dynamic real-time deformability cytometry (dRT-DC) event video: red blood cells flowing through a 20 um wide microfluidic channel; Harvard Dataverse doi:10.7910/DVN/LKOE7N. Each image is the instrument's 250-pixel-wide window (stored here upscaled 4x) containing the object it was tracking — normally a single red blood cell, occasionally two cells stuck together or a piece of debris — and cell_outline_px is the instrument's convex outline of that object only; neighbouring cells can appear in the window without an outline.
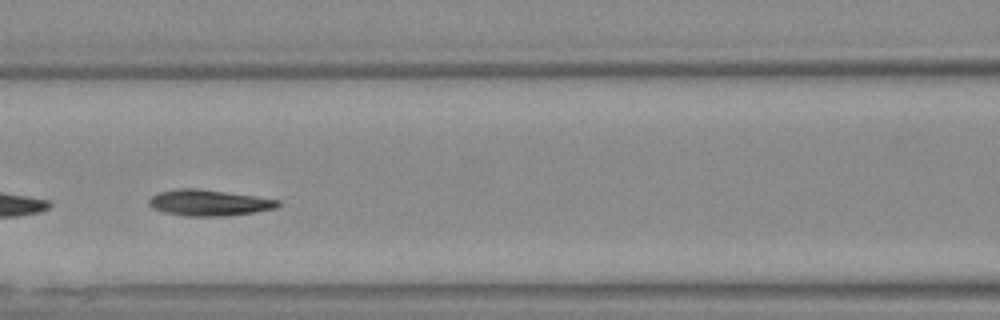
{"species": "Egyptian fruit bat (a non-hibernating species)", "species_latin": "Rousettus aegyptiacus", "temperature_condition": "warm", "stored_images_in_passage": 31, "camera_frame_rate_fps": 3000, "um_per_image_px": 0.085, "animal": {"sex": "female"}, "frame": {"image": 1, "passage_image": 10, "time_ms": 3.0, "image_size_px": [1000, 320], "cell_outline_px": [[280, 204], [276, 208], [256, 212], [224, 216], [184, 216], [164, 212], [152, 208], [148, 204], [148, 200], [152, 196], [160, 192], [176, 188], [196, 188], [280, 200]], "centroid_in_image_um": [17.72, 17.24], "position_along_channel_um": 148.9, "area_um2": 19.48}, "authors_computed_cell_mechanics": {"area_um2": 19.7098, "velocity_mm_per_s": 3.7353, "shape_relaxation_time_tau1_ms": 4.1883, "shape_relaxation_time_tau2_ms": 6.9015, "deformation_change_tau1": 0.146, "deformation_change_tau2": 0.0453}}